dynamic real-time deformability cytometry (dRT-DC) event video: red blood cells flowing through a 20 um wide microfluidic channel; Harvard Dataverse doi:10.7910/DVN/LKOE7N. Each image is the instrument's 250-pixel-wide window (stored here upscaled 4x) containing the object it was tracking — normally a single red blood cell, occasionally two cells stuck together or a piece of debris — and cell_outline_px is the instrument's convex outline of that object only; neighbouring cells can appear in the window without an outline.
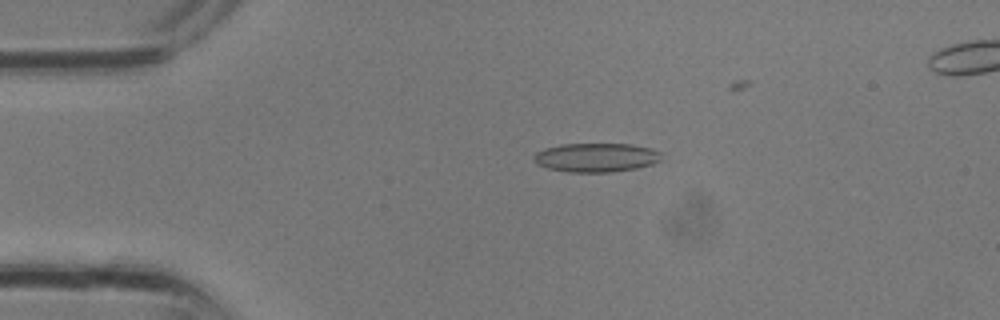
{"species": "common noctule bat (a hibernating species)", "species_latin": "Nyctalus noctula", "temperature_condition": "room temperature", "stored_images_in_passage": 15, "camera_frame_rate_fps": 3000, "um_per_image_px": 0.085, "animal": {"sex": "male", "body_mass_g": 13.3}, "frame": {"image": 1, "passage_image": 7, "time_ms": 2.0, "image_size_px": [1000, 320], "cell_outline_px": [[664, 152], [660, 160], [652, 164], [636, 168], [612, 172], [568, 172], [548, 168], [536, 164], [532, 156], [536, 152], [544, 148], [560, 144], [632, 144], [652, 148]], "centroid_in_image_um": [50.68, 13.38], "position_along_channel_um": 34.3, "area_um2": 21.79}}
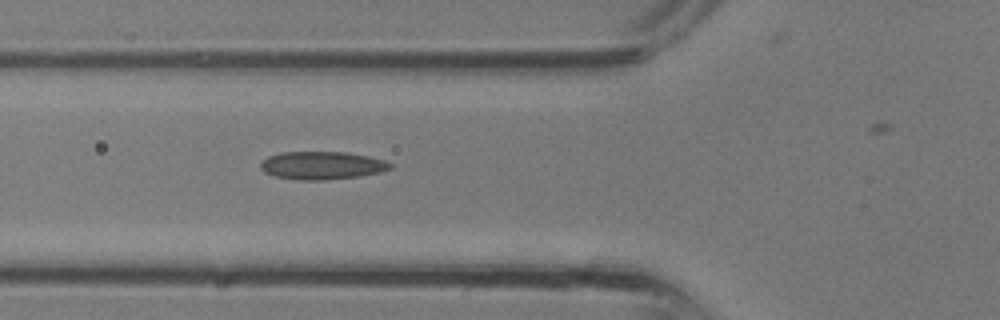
{"frame": {"image": 2, "passage_image": 12, "time_ms": 3.667, "image_size_px": [1000, 320], "cell_outline_px": [[392, 168], [380, 172], [360, 176], [320, 180], [300, 180], [276, 176], [264, 172], [260, 168], [260, 164], [268, 156], [280, 152], [348, 152], [368, 156], [384, 160], [392, 164]], "centroid_in_image_um": [27.37, 14.05], "position_along_channel_um": 98.4, "area_um2": 21.04}}
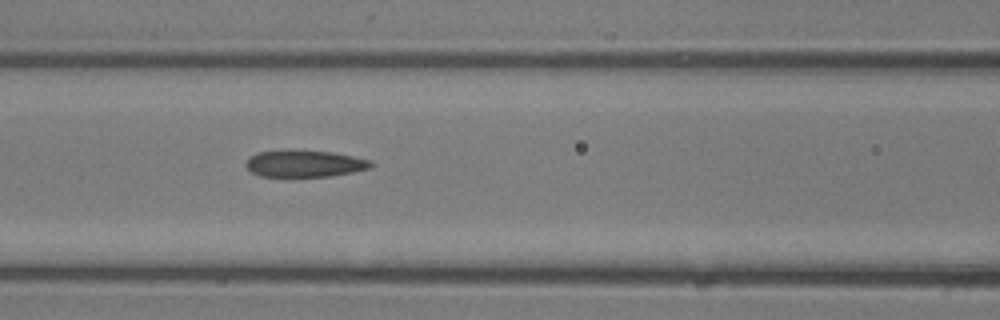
{"frame": {"image": 3, "passage_image": 14, "time_ms": 4.333, "image_size_px": [1000, 320], "cell_outline_px": [[372, 168], [332, 176], [260, 176], [248, 172], [244, 164], [256, 152], [332, 152], [352, 156], [368, 160], [372, 164]], "centroid_in_image_um": [25.87, 13.94], "position_along_channel_um": 140.7, "area_um2": 18.84}}